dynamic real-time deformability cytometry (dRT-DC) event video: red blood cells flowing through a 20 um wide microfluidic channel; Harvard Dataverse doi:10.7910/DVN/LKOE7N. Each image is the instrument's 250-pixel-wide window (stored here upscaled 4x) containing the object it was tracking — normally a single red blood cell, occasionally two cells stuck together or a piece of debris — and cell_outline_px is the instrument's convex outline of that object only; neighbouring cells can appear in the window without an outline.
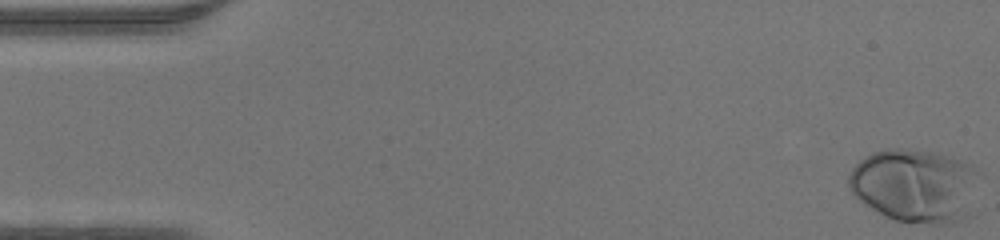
{"species": "human", "species_latin": "Homo sapiens", "temperature_condition": "warm", "stored_images_in_passage": 47, "camera_frame_rate_fps": 3000, "um_per_image_px": 0.085, "donor": {"sex": "male"}, "frame": {"image": 1, "passage_image": 1, "time_ms": 0.0, "image_size_px": [1000, 240], "cell_outline_px": [[984, 172], [976, 216], [948, 224], [932, 224], [896, 220], [884, 216], [864, 204], [848, 188], [848, 176], [852, 168], [860, 160], [872, 152], [892, 148], [908, 148], [932, 152], [960, 160], [972, 164]], "centroid_in_image_um": [77.97, 15.8], "position_along_channel_um": 7.0, "area_um2": 58.32}}
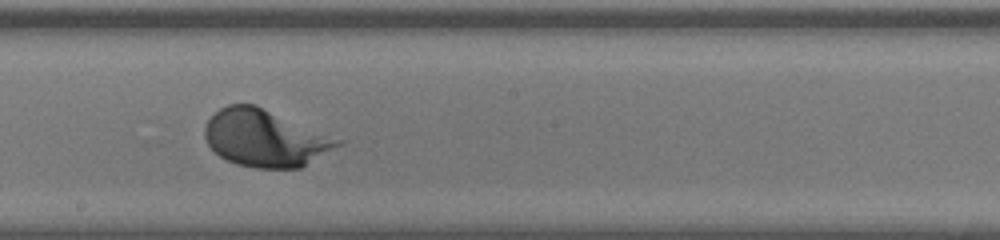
{"frame": {"image": 2, "passage_image": 26, "time_ms": 8.333, "image_size_px": [1000, 240], "cell_outline_px": [[348, 140], [344, 144], [300, 168], [256, 168], [236, 164], [220, 156], [208, 144], [204, 136], [204, 128], [208, 120], [220, 108], [228, 104], [256, 104]], "centroid_in_image_um": [22.63, 11.73], "position_along_channel_um": 225.6, "area_um2": 44.91}}
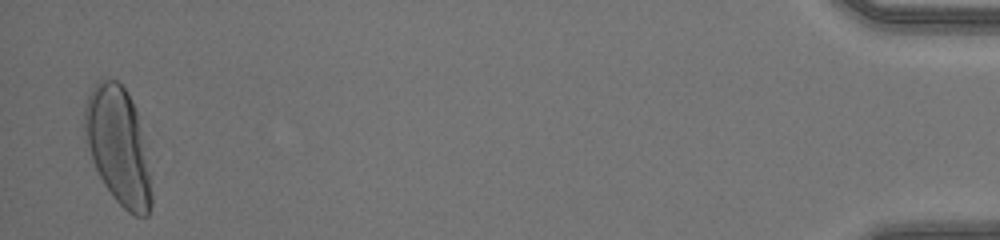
{"frame": {"image": 3, "passage_image": 46, "time_ms": 15.0, "image_size_px": [1000, 240], "cell_outline_px": [[152, 204], [148, 216], [136, 216], [128, 212], [112, 196], [104, 184], [92, 160], [84, 128], [84, 104], [92, 88], [104, 76], [116, 80], [124, 88], [132, 100], [136, 112], [140, 128], [152, 192]], "centroid_in_image_um": [10.03, 12.4], "position_along_channel_um": 425.2, "area_um2": 44.85}}